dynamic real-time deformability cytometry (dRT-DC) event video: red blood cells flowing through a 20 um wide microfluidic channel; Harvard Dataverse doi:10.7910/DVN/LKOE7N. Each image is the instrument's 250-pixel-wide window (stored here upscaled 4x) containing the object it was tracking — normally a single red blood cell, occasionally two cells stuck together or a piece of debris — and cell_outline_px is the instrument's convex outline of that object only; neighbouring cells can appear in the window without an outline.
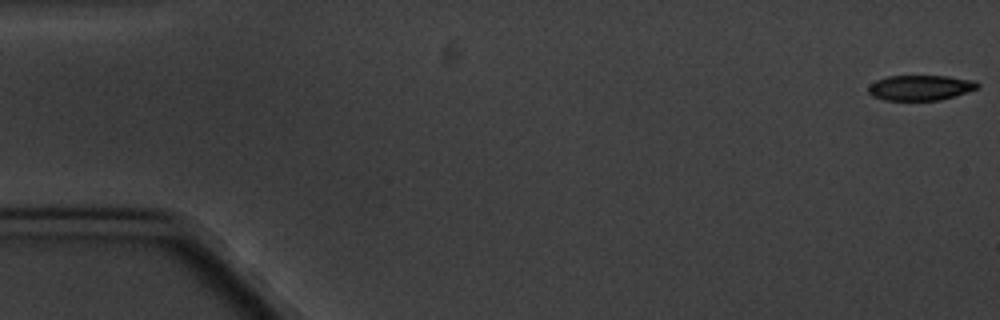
{"species": "common noctule bat (a hibernating species)", "species_latin": "Nyctalus noctula", "temperature_condition": "cold", "stored_images_in_passage": 10, "camera_frame_rate_fps": 3000, "um_per_image_px": 0.085, "animal": {"sex": "male", "body_mass_g": 20.1, "forearm_length_mm": 53.5}, "frame": {"image": 1, "passage_image": 1, "time_ms": 0.0, "image_size_px": [1000, 320], "cell_outline_px": [[980, 84], [976, 88], [940, 100], [884, 100], [872, 96], [868, 92], [868, 88], [876, 80], [888, 76], [948, 76], [976, 80]], "centroid_in_image_um": [78.21, 7.44], "position_along_channel_um": 6.8, "area_um2": 15.9}}
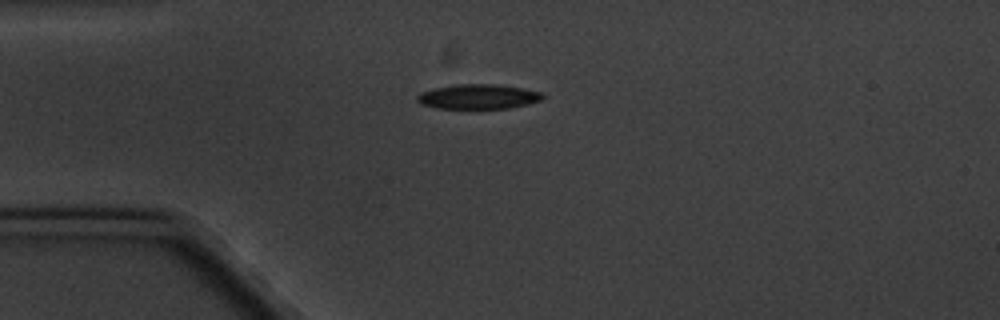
{"frame": {"image": 2, "passage_image": 5, "time_ms": 4.667, "image_size_px": [1000, 320], "cell_outline_px": [[544, 96], [540, 100], [528, 104], [508, 108], [436, 108], [420, 104], [416, 100], [416, 96], [420, 92], [432, 88], [456, 84], [496, 84], [524, 88], [540, 92]], "centroid_in_image_um": [40.6, 8.2], "position_along_channel_um": 44.4, "area_um2": 18.15}}